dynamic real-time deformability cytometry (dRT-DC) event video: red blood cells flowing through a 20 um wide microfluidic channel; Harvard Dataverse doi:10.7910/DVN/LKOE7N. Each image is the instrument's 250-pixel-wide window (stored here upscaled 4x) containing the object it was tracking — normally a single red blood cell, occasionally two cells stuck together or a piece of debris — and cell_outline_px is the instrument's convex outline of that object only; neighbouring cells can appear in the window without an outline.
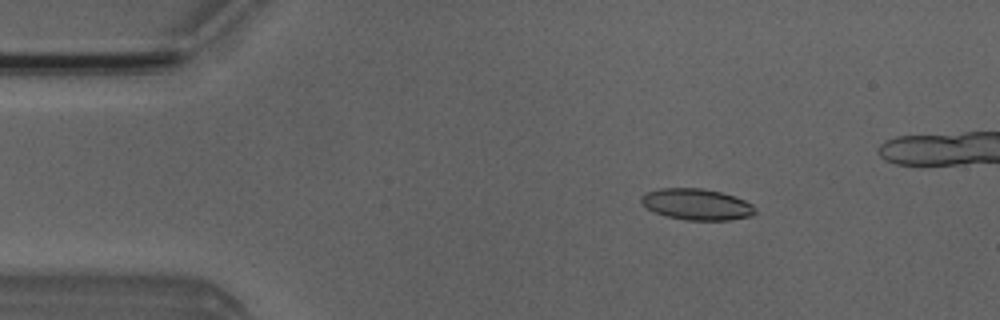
{"species": "Egyptian fruit bat (a non-hibernating species)", "species_latin": "Rousettus aegyptiacus", "temperature_condition": "room temperature", "stored_images_in_passage": 6, "camera_frame_rate_fps": 3000, "um_per_image_px": 0.085, "animal": {"sex": "male"}, "frame": {"image": 1, "passage_image": 2, "time_ms": 1.0, "image_size_px": [1000, 320], "cell_outline_px": [[756, 212], [752, 216], [732, 220], [688, 220], [664, 216], [640, 204], [640, 196], [644, 192], [660, 188], [700, 188], [720, 192], [736, 196], [752, 204], [756, 208]], "centroid_in_image_um": [59.21, 17.37], "position_along_channel_um": 25.8, "area_um2": 20.98}}